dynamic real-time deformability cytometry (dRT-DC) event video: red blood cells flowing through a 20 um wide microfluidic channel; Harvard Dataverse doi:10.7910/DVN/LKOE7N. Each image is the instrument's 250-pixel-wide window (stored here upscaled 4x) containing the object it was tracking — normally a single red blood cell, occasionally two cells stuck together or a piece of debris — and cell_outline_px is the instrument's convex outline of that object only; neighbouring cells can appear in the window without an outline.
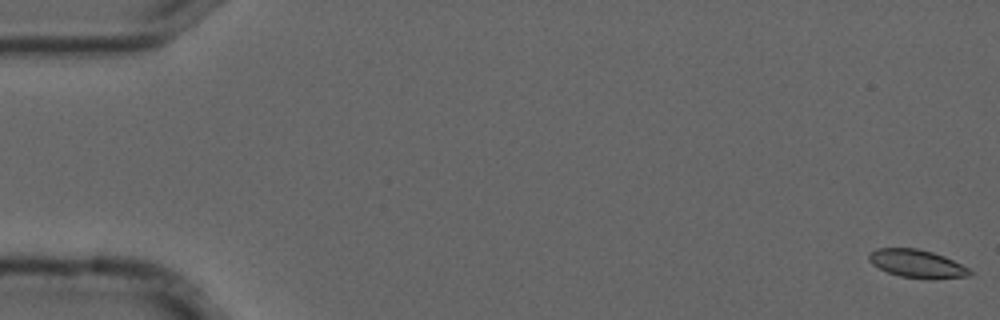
{"species": "common noctule bat (a hibernating species)", "species_latin": "Nyctalus noctula", "temperature_condition": "cold", "stored_images_in_passage": 6, "camera_frame_rate_fps": 3000, "um_per_image_px": 0.085, "animal": {"sex": "male", "forearm_length_mm": 52.5}, "frame": {"image": 1, "passage_image": 1, "time_ms": 0.0, "image_size_px": [1000, 320], "cell_outline_px": [[972, 276], [932, 280], [900, 276], [888, 272], [872, 264], [868, 260], [868, 252], [876, 248], [916, 248], [932, 252], [944, 256], [968, 268], [972, 272]], "centroid_in_image_um": [77.94, 22.42], "position_along_channel_um": 7.1, "area_um2": 16.65}}
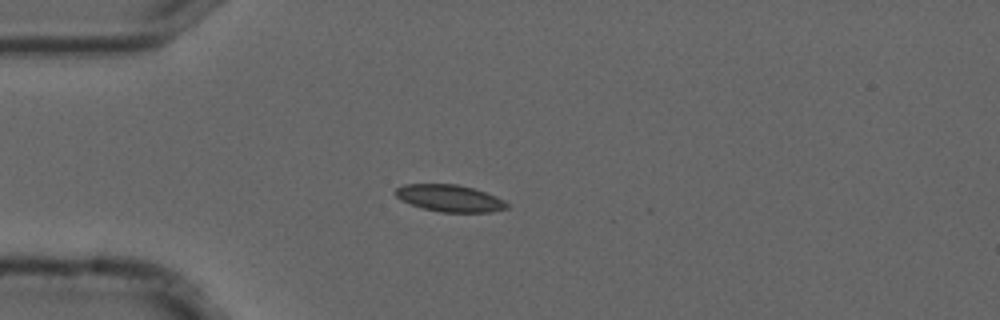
{"frame": {"image": 2, "passage_image": 5, "time_ms": 1.333, "image_size_px": [1000, 320], "cell_outline_px": [[508, 208], [492, 212], [440, 212], [424, 208], [400, 200], [396, 196], [396, 188], [404, 184], [456, 184], [472, 188], [496, 196], [504, 200], [508, 204]], "centroid_in_image_um": [38.23, 16.85], "position_along_channel_um": 46.8, "area_um2": 17.34}}